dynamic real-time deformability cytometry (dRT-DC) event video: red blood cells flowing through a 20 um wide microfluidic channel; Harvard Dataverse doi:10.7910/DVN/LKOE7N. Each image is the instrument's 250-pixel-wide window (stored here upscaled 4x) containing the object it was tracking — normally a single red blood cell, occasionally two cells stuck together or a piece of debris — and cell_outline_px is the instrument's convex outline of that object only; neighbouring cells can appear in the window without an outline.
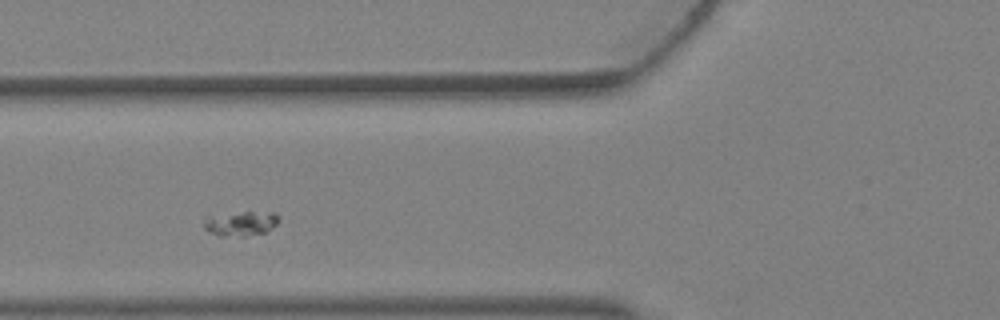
{"species": "Egyptian fruit bat (a non-hibernating species)", "species_latin": "Rousettus aegyptiacus", "temperature_condition": "warm", "stored_images_in_passage": 2, "camera_frame_rate_fps": 3000, "um_per_image_px": 0.085, "animal": {"sex": "female"}, "frame": {"image": 1, "passage_image": 2, "time_ms": 0.333, "image_size_px": [1000, 320], "cell_outline_px": [[280, 220], [268, 232], [244, 236], [220, 236], [208, 232], [204, 228], [204, 224], [208, 216], [244, 212], [276, 212], [280, 216]], "centroid_in_image_um": [20.52, 19.0], "position_along_channel_um": 105.3, "area_um2": 10.81}}